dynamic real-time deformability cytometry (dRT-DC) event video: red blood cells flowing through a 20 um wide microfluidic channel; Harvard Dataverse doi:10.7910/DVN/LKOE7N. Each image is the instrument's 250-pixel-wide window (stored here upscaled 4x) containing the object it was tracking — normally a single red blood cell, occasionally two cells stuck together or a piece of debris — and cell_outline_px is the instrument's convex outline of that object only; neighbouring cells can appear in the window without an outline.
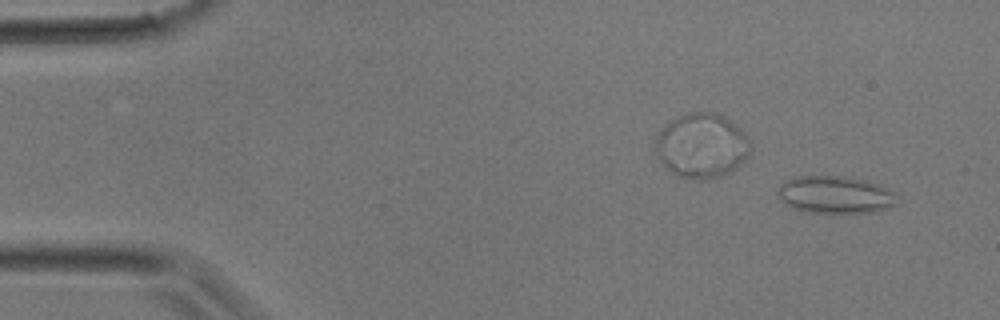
{"species": "common noctule bat (a hibernating species)", "species_latin": "Nyctalus noctula", "temperature_condition": "room temperature", "stored_images_in_passage": 35, "camera_frame_rate_fps": 3000, "um_per_image_px": 0.085, "animal": {"sex": "male", "body_mass_g": 17.9}, "frame": {"image": 1, "passage_image": 2, "time_ms": 0.333, "image_size_px": [1000, 320], "cell_outline_px": [[896, 204], [888, 208], [872, 212], [808, 212], [792, 208], [784, 204], [780, 200], [776, 192], [780, 184], [784, 180], [796, 176], [840, 176], [864, 180], [888, 188], [892, 192]], "centroid_in_image_um": [70.9, 16.54], "position_along_channel_um": 14.1, "area_um2": 25.84}}
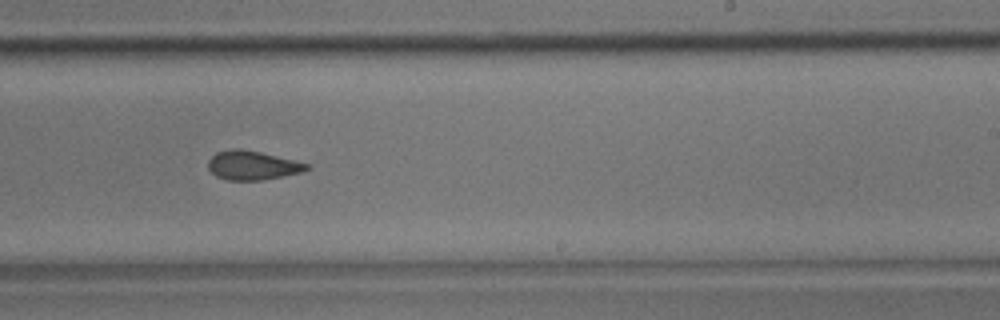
{"frame": {"image": 2, "passage_image": 21, "time_ms": 6.667, "image_size_px": [1000, 320], "cell_outline_px": [[312, 168], [300, 172], [260, 180], [228, 180], [216, 176], [208, 168], [208, 160], [216, 152], [232, 148], [240, 148], [260, 152], [312, 164]], "centroid_in_image_um": [21.46, 14.04], "position_along_channel_um": 267.5, "area_um2": 16.65}}
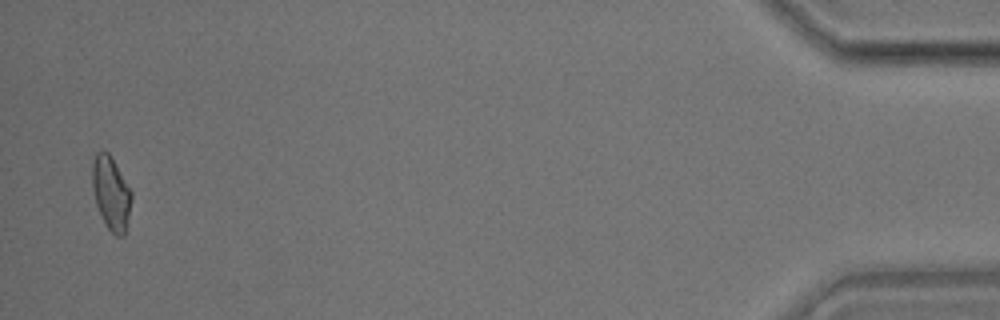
{"frame": {"image": 3, "passage_image": 34, "time_ms": 11.0, "image_size_px": [1000, 320], "cell_outline_px": [[132, 200], [124, 236], [116, 236], [108, 228], [96, 204], [92, 188], [92, 164], [96, 152], [104, 148], [108, 152], [132, 192]], "centroid_in_image_um": [9.43, 16.39], "position_along_channel_um": 425.8, "area_um2": 16.65}}